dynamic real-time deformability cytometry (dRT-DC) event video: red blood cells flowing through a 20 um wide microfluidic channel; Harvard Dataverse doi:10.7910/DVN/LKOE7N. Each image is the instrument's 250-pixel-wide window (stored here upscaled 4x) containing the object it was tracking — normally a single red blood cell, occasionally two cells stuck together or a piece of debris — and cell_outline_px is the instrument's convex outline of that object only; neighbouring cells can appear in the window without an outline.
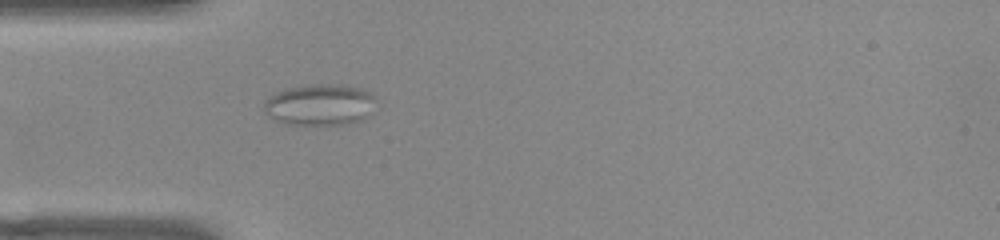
{"species": "common noctule bat (a hibernating species)", "species_latin": "Nyctalus noctula", "temperature_condition": "warm", "stored_images_in_passage": 31, "camera_frame_rate_fps": 3000, "um_per_image_px": 0.085, "animal": {"sex": "female", "body_mass_g": 22.0, "forearm_length_mm": 56.7}, "frame": {"image": 1, "passage_image": 1, "time_ms": 0.0, "image_size_px": [1000, 240], "cell_outline_px": [[372, 100], [368, 116], [360, 120], [344, 124], [284, 124], [268, 116], [264, 112], [264, 100], [268, 96], [284, 88], [312, 84], [340, 84], [360, 88], [368, 92], [372, 96]], "centroid_in_image_um": [27.08, 8.89], "position_along_channel_um": 57.9, "area_um2": 26.76}}
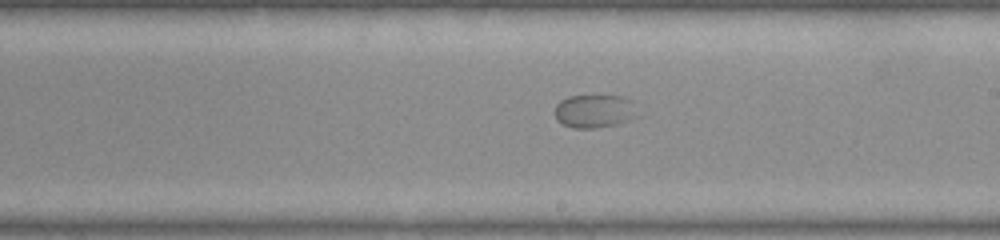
{"frame": {"image": 2, "passage_image": 15, "time_ms": 4.667, "image_size_px": [1000, 240], "cell_outline_px": [[628, 120], [616, 124], [596, 128], [572, 128], [556, 120], [556, 104], [560, 100], [568, 96], [624, 96], [628, 100]], "centroid_in_image_um": [50.32, 9.45], "position_along_channel_um": 238.7, "area_um2": 15.03}}
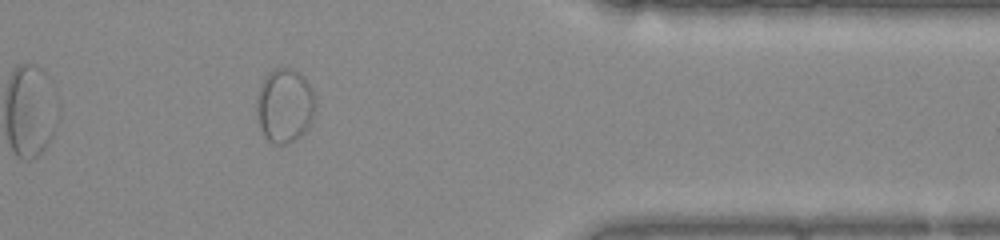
{"frame": {"image": 3, "passage_image": 28, "time_ms": 9.0, "image_size_px": [1000, 240], "cell_outline_px": [[316, 108], [312, 120], [304, 132], [296, 140], [284, 144], [272, 144], [264, 136], [256, 120], [256, 100], [260, 84], [268, 72], [276, 68], [292, 68], [300, 72], [304, 76], [316, 96]], "centroid_in_image_um": [24.19, 8.97], "position_along_channel_um": 387.2, "area_um2": 26.01}}